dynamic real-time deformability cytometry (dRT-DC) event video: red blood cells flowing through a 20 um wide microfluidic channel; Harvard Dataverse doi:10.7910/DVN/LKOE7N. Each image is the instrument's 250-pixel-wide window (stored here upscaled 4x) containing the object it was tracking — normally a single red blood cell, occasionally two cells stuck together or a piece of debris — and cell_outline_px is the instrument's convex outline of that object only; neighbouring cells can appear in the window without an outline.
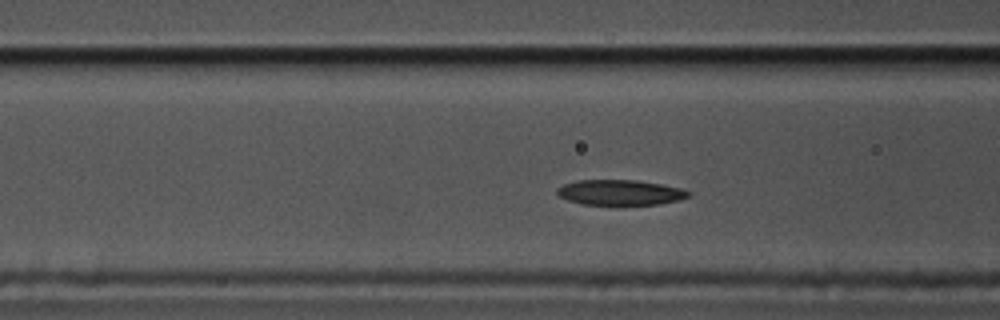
{"species": "common noctule bat (a hibernating species)", "species_latin": "Nyctalus noctula", "temperature_condition": "cold", "stored_images_in_passage": 53, "camera_frame_rate_fps": 3000, "um_per_image_px": 0.085, "animal": {"sex": "male", "body_mass_g": 17.5, "forearm_length_mm": 52.3}, "frame": {"image": 1, "passage_image": 17, "time_ms": 5.333, "image_size_px": [1000, 320], "cell_outline_px": [[692, 192], [688, 196], [680, 200], [660, 204], [616, 208], [584, 204], [568, 200], [560, 196], [556, 192], [556, 188], [564, 184], [576, 180], [636, 180], [660, 184], [680, 188]], "centroid_in_image_um": [52.71, 16.41], "position_along_channel_um": 113.9, "area_um2": 20.29}}
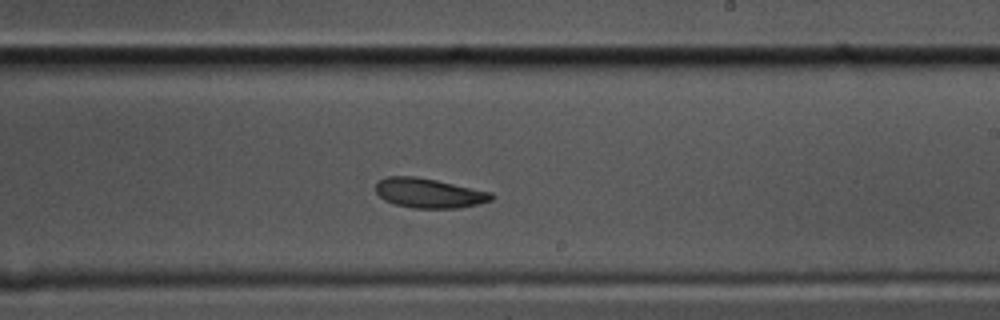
{"frame": {"image": 2, "passage_image": 29, "time_ms": 9.333, "image_size_px": [1000, 320], "cell_outline_px": [[496, 196], [492, 200], [476, 204], [456, 208], [416, 208], [396, 204], [384, 200], [376, 192], [376, 184], [380, 180], [388, 176], [416, 176], [436, 180], [492, 192]], "centroid_in_image_um": [36.48, 16.4], "position_along_channel_um": 252.5, "area_um2": 19.83}}
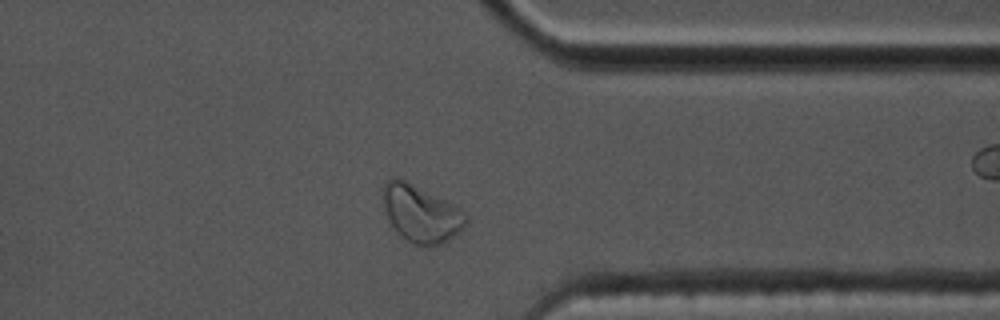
{"frame": {"image": 3, "passage_image": 40, "time_ms": 13.0, "image_size_px": [1000, 320], "cell_outline_px": [[468, 220], [464, 228], [448, 240], [440, 244], [424, 248], [420, 248], [396, 232], [388, 220], [380, 196], [380, 192], [384, 184], [392, 176], [396, 176], [456, 204], [464, 208], [468, 216]], "centroid_in_image_um": [35.78, 18.15], "position_along_channel_um": 375.6, "area_um2": 28.5}, "authors_computed_cell_mechanics": {"area_um2": 20.519, "velocity_mm_per_s": 3.4793, "shape_relaxation_time_tau1_ms": 5.1794, "shape_relaxation_time_tau2_ms": 4.9434, "deformation_change_tau1": 0.1334, "deformation_change_tau2": 0.1055}}